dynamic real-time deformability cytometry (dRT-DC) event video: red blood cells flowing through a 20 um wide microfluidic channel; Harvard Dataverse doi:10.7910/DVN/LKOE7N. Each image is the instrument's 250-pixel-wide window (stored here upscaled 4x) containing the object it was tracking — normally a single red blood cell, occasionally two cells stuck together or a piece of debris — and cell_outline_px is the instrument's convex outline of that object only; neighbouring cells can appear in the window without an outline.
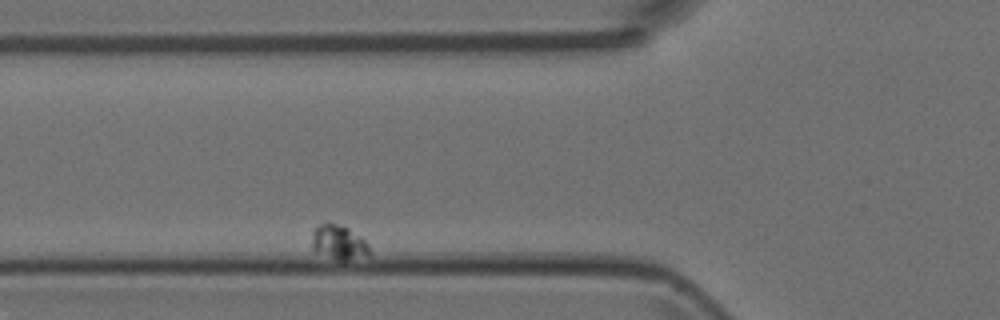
{"species": "Egyptian fruit bat (a non-hibernating species)", "species_latin": "Rousettus aegyptiacus", "temperature_condition": "room temperature", "stored_images_in_passage": 2, "camera_frame_rate_fps": 3000, "um_per_image_px": 0.085, "animal": {"sex": "female"}, "frame": {"image": 1, "passage_image": 2, "time_ms": 0.333, "image_size_px": [1000, 320], "cell_outline_px": [[372, 252], [368, 256], [344, 260], [340, 260], [316, 252], [312, 248], [312, 232], [316, 224], [328, 220], [348, 228], [360, 236], [368, 244]], "centroid_in_image_um": [28.77, 20.56], "position_along_channel_um": 97.0, "area_um2": 11.85}}